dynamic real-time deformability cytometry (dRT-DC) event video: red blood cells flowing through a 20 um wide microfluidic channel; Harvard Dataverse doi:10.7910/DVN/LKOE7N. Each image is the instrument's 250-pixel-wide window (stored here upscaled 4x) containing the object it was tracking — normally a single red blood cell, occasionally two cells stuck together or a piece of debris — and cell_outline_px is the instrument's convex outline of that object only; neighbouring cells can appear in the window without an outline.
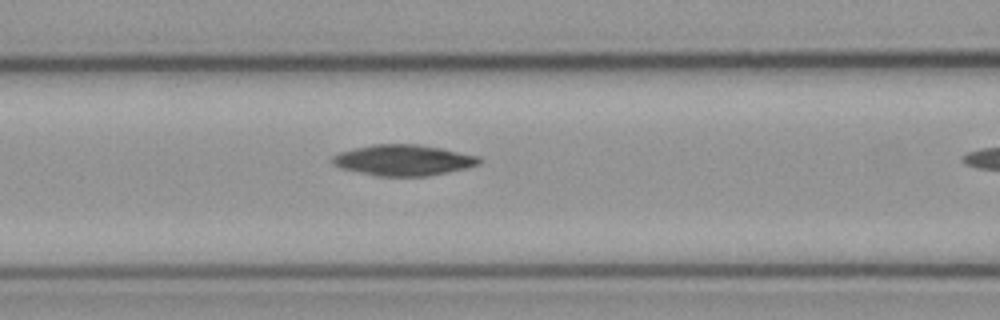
{"species": "common noctule bat (a hibernating species)", "species_latin": "Nyctalus noctula", "temperature_condition": "cold", "stored_images_in_passage": 10, "camera_frame_rate_fps": 3000, "um_per_image_px": 0.085, "animal": {"sex": "male", "body_mass_g": 23.1, "forearm_length_mm": 52.7}, "frame": {"image": 1, "passage_image": 9, "time_ms": 2.667, "image_size_px": [1000, 320], "cell_outline_px": [[484, 160], [480, 164], [464, 168], [428, 176], [376, 176], [344, 168], [336, 164], [332, 160], [332, 156], [340, 152], [372, 144], [420, 144], [480, 156]], "centroid_in_image_um": [34.35, 13.6], "position_along_channel_um": 132.3, "area_um2": 26.13}}